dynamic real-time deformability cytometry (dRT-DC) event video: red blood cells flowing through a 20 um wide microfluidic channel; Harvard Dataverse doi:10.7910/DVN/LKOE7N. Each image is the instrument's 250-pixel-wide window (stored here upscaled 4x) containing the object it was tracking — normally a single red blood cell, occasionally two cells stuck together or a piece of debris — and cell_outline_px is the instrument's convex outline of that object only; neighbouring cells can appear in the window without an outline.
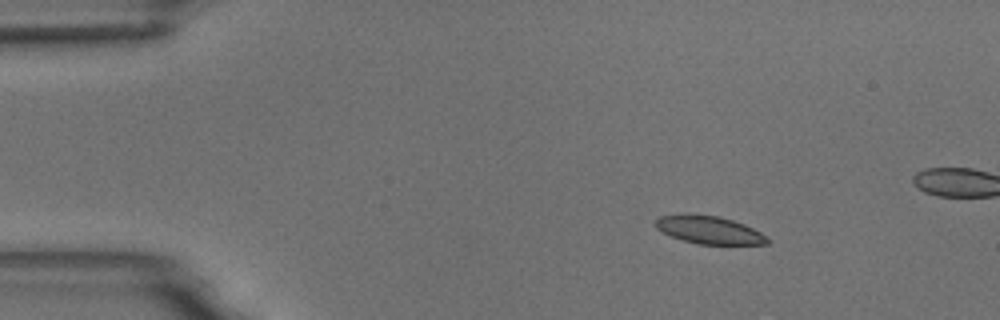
{"species": "common noctule bat (a hibernating species)", "species_latin": "Nyctalus noctula", "temperature_condition": "room temperature", "stored_images_in_passage": 6, "camera_frame_rate_fps": 3000, "um_per_image_px": 0.085, "animal": {"sex": "male", "body_mass_g": 18.8}, "frame": {"image": 1, "passage_image": 2, "time_ms": 2.0, "image_size_px": [1000, 320], "cell_outline_px": [[768, 244], [696, 244], [672, 236], [656, 228], [652, 224], [660, 216], [684, 212], [688, 212], [720, 216], [744, 224], [768, 236]], "centroid_in_image_um": [60.23, 19.51], "position_along_channel_um": 24.8, "area_um2": 18.44}}